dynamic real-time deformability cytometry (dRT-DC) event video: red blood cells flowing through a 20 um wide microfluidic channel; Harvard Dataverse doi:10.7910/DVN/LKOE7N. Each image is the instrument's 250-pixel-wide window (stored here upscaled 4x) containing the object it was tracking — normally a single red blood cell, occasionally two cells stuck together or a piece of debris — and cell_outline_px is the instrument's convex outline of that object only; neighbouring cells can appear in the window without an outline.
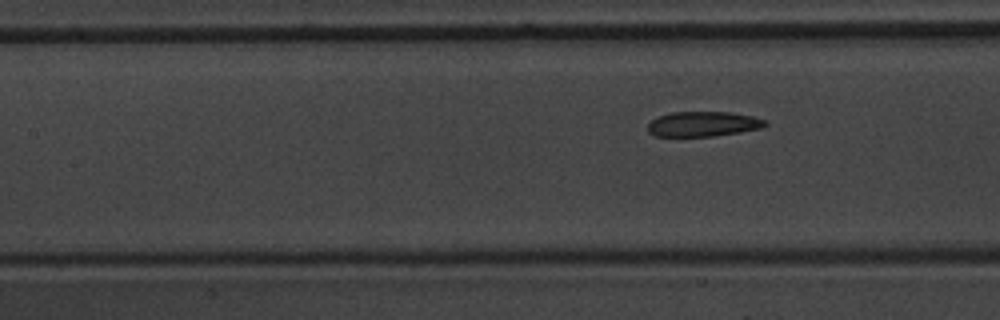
{"species": "common noctule bat (a hibernating species)", "species_latin": "Nyctalus noctula", "temperature_condition": "warm", "stored_images_in_passage": 8, "segment_of_instrument_passage": [2, 2], "camera_frame_rate_fps": 3000, "um_per_image_px": 0.085, "animal": {"sex": "male", "body_mass_g": 20.1, "forearm_length_mm": 53.5}, "frame": {"image": 1, "passage_image": 8, "time_ms": 12.333, "image_size_px": [1000, 320], "cell_outline_px": [[768, 124], [764, 128], [716, 136], [656, 136], [648, 132], [648, 124], [656, 116], [672, 112], [732, 112], [752, 116], [764, 120]], "centroid_in_image_um": [59.77, 10.54], "position_along_channel_um": 147.6, "area_um2": 17.22}}